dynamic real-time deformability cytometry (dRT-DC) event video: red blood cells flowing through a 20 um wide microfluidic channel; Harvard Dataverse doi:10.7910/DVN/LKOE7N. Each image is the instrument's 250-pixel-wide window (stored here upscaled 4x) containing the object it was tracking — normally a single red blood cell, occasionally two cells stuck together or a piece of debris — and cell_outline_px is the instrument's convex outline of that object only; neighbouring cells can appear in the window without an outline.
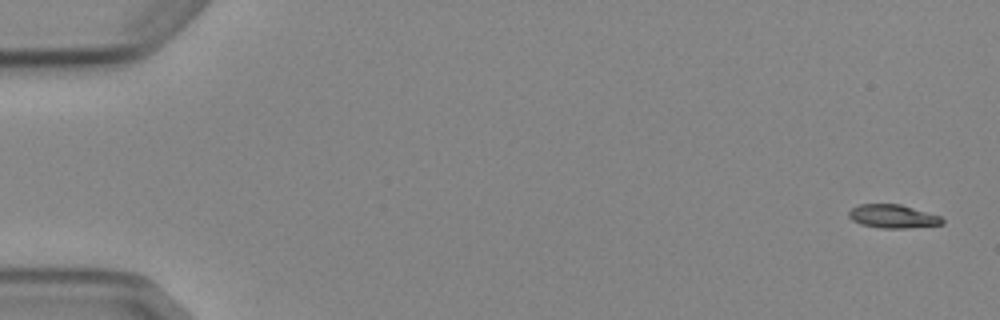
{"species": "Egyptian fruit bat (a non-hibernating species)", "species_latin": "Rousettus aegyptiacus", "temperature_condition": "cold", "stored_images_in_passage": 7, "camera_frame_rate_fps": 3000, "um_per_image_px": 0.085, "animal": {"sex": "female"}, "frame": {"image": 1, "passage_image": 1, "time_ms": 0.0, "image_size_px": [1000, 320], "cell_outline_px": [[944, 224], [908, 228], [880, 228], [860, 224], [852, 220], [848, 216], [848, 212], [852, 208], [860, 204], [900, 204], [940, 216], [944, 220]], "centroid_in_image_um": [75.88, 18.39], "position_along_channel_um": 9.1, "area_um2": 12.77}}
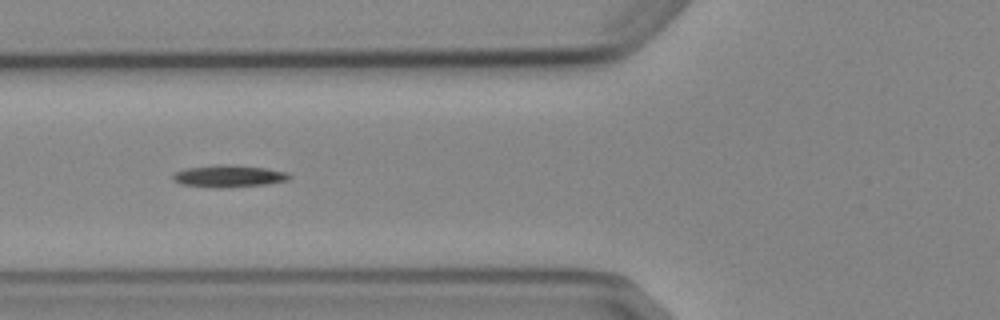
{"frame": {"image": 2, "passage_image": 6, "time_ms": 6.333, "image_size_px": [1000, 320], "cell_outline_px": [[292, 176], [288, 180], [264, 184], [228, 188], [212, 188], [180, 184], [172, 180], [172, 172], [184, 168], [216, 164], [232, 164], [264, 168], [288, 172]], "centroid_in_image_um": [19.37, 14.97], "position_along_channel_um": 106.4, "area_um2": 15.37}}
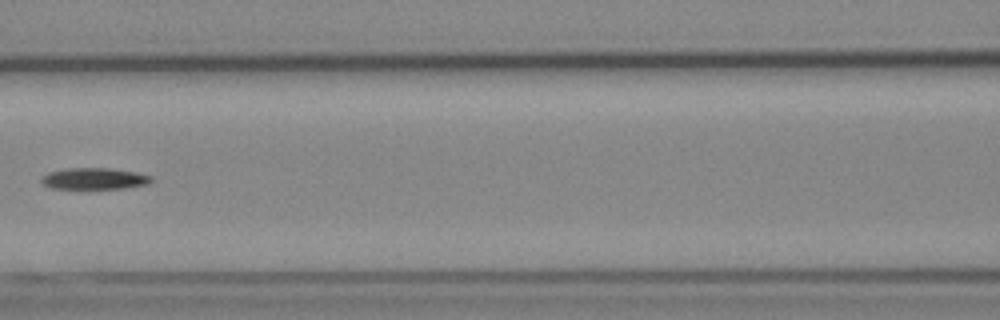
{"frame": {"image": 3, "passage_image": 7, "time_ms": 7.667, "image_size_px": [1000, 320], "cell_outline_px": [[152, 180], [148, 184], [124, 188], [52, 188], [44, 184], [40, 180], [48, 172], [68, 168], [108, 168], [136, 172], [152, 176]], "centroid_in_image_um": [8.04, 15.17], "position_along_channel_um": 158.6, "area_um2": 13.53}}